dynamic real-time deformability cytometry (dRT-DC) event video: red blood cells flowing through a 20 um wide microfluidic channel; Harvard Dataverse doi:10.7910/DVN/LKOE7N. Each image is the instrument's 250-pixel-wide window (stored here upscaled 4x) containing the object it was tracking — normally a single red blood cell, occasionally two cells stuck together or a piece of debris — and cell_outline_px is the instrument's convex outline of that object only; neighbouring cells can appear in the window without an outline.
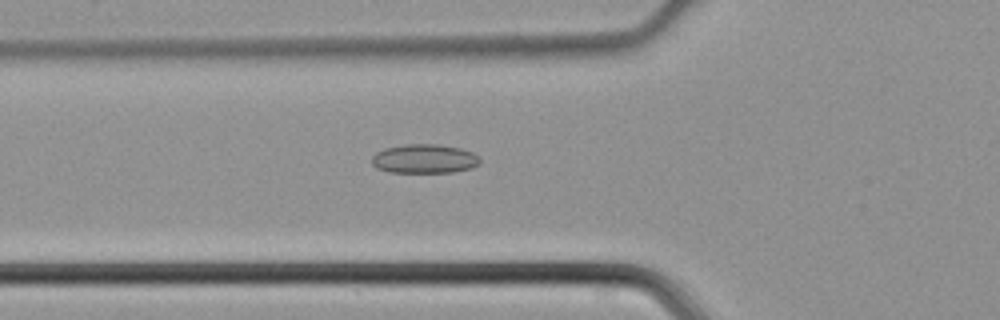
{"species": "common noctule bat (a hibernating species)", "species_latin": "Nyctalus noctula", "temperature_condition": "cold", "stored_images_in_passage": 45, "camera_frame_rate_fps": 3000, "um_per_image_px": 0.085, "animal": {"sex": "male", "body_mass_g": 21.5, "forearm_length_mm": 52.0}, "frame": {"image": 1, "passage_image": 16, "time_ms": 5.0, "image_size_px": [1000, 320], "cell_outline_px": [[480, 164], [472, 168], [452, 172], [392, 172], [376, 168], [372, 164], [372, 156], [376, 152], [384, 148], [404, 144], [440, 144], [460, 148], [472, 152], [480, 156]], "centroid_in_image_um": [36.09, 13.49], "position_along_channel_um": 89.7, "area_um2": 18.5}}
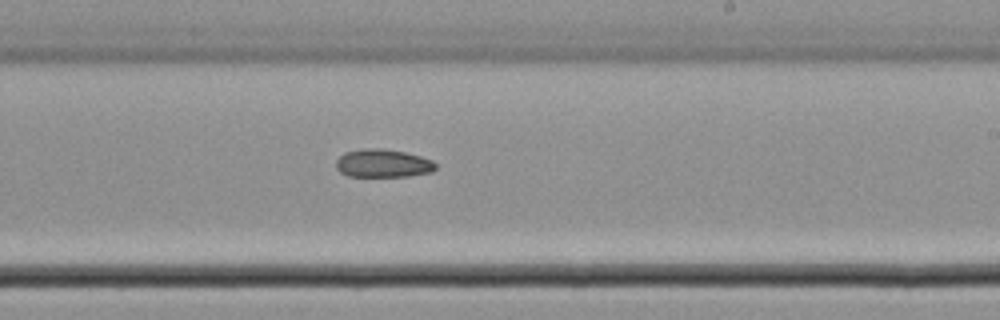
{"frame": {"image": 2, "passage_image": 27, "time_ms": 8.667, "image_size_px": [1000, 320], "cell_outline_px": [[436, 168], [432, 172], [408, 176], [348, 176], [340, 172], [336, 168], [336, 160], [344, 152], [364, 148], [380, 148], [404, 152], [420, 156], [432, 160], [436, 164]], "centroid_in_image_um": [32.53, 13.88], "position_along_channel_um": 256.5, "area_um2": 16.36}}
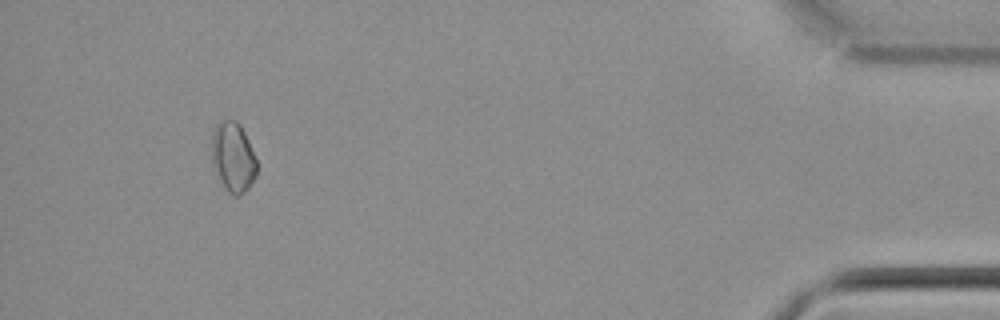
{"frame": {"image": 3, "passage_image": 42, "time_ms": 13.667, "image_size_px": [1000, 320], "cell_outline_px": [[256, 176], [248, 188], [240, 196], [236, 196], [228, 192], [212, 160], [212, 136], [216, 124], [220, 120], [236, 120], [240, 124], [248, 140], [256, 160]], "centroid_in_image_um": [19.83, 13.32], "position_along_channel_um": 415.4, "area_um2": 17.86}}